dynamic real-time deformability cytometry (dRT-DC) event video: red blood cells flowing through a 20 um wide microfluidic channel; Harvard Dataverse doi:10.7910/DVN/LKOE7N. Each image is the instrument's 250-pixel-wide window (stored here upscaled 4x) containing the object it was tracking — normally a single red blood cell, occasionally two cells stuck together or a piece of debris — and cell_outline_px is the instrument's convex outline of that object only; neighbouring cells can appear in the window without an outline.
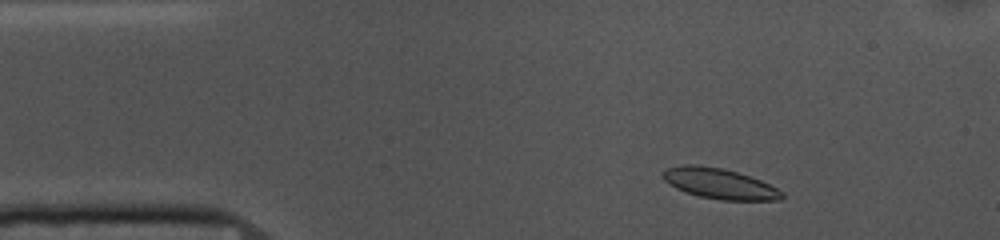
{"species": "common noctule bat (a hibernating species)", "species_latin": "Nyctalus noctula", "temperature_condition": "cold", "stored_images_in_passage": 50, "camera_frame_rate_fps": 3000, "um_per_image_px": 0.085, "animal": {"sex": "female", "body_mass_g": 10.0, "forearm_length_mm": 53.1}, "frame": {"image": 1, "passage_image": 4, "time_ms": 1.0, "image_size_px": [1000, 240], "cell_outline_px": [[784, 196], [780, 200], [720, 200], [700, 196], [684, 192], [668, 184], [664, 180], [660, 172], [668, 168], [684, 164], [696, 164], [720, 168], [736, 172], [760, 180], [784, 192]], "centroid_in_image_um": [61.11, 15.61], "position_along_channel_um": 23.9, "area_um2": 21.1}}
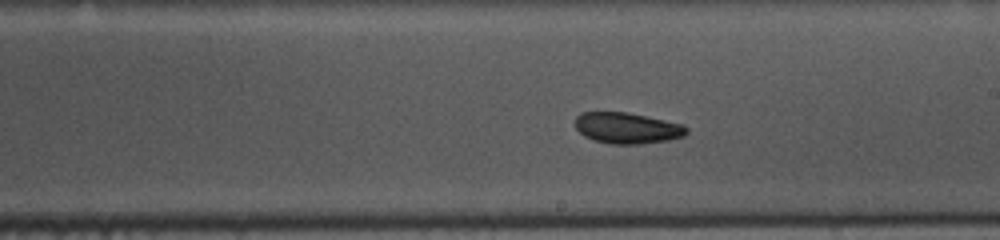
{"frame": {"image": 2, "passage_image": 26, "time_ms": 8.333, "image_size_px": [1000, 240], "cell_outline_px": [[688, 132], [684, 136], [668, 140], [636, 144], [608, 144], [592, 140], [584, 136], [576, 128], [576, 116], [580, 112], [628, 112], [684, 124], [688, 128]], "centroid_in_image_um": [53.31, 10.88], "position_along_channel_um": 235.7, "area_um2": 20.29}}
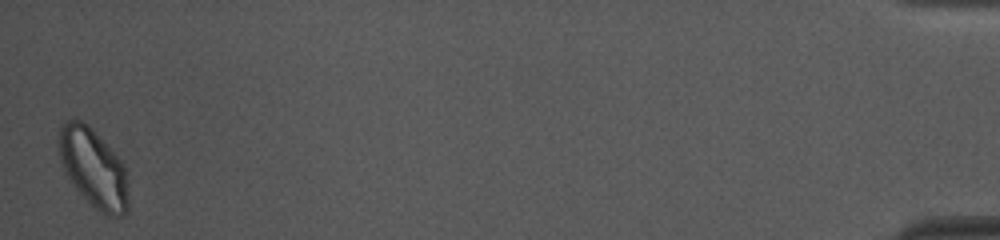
{"frame": {"image": 3, "passage_image": 50, "time_ms": 16.333, "image_size_px": [1000, 240], "cell_outline_px": [[128, 212], [120, 216], [104, 216], [68, 180], [60, 164], [60, 124], [68, 120], [80, 120], [88, 124], [92, 128], [120, 160], [124, 168], [128, 200]], "centroid_in_image_um": [7.92, 14.3], "position_along_channel_um": 427.3, "area_um2": 31.44}, "authors_computed_cell_mechanics": {"area_um2": 21.1259, "velocity_mm_per_s": 3.623, "shape_relaxation_time_tau1_ms": 4.096, "shape_relaxation_time_tau2_ms": 1.5347, "deformation_change_tau1": 0.0811, "deformation_change_tau2": 0.043}}